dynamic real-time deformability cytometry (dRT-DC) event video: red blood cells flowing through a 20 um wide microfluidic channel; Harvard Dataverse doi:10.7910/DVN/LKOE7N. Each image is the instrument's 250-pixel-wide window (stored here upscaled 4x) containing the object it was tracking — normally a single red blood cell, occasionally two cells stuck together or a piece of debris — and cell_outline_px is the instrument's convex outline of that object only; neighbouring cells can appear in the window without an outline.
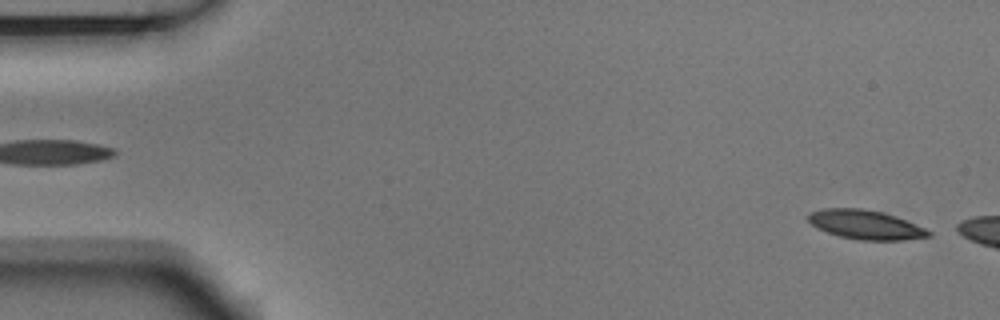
{"species": "Egyptian fruit bat (a non-hibernating species)", "species_latin": "Rousettus aegyptiacus", "temperature_condition": "room temperature", "stored_images_in_passage": 5, "camera_frame_rate_fps": 3000, "um_per_image_px": 0.085, "animal": {"sex": "male"}, "frame": {"image": 1, "passage_image": 5, "time_ms": 1.333, "image_size_px": [1000, 320], "cell_outline_px": [[932, 236], [900, 240], [856, 240], [840, 236], [816, 228], [808, 220], [808, 212], [824, 208], [860, 208], [880, 212], [896, 216], [924, 228], [932, 232]], "centroid_in_image_um": [73.55, 19.1], "position_along_channel_um": 11.5, "area_um2": 20.35}}